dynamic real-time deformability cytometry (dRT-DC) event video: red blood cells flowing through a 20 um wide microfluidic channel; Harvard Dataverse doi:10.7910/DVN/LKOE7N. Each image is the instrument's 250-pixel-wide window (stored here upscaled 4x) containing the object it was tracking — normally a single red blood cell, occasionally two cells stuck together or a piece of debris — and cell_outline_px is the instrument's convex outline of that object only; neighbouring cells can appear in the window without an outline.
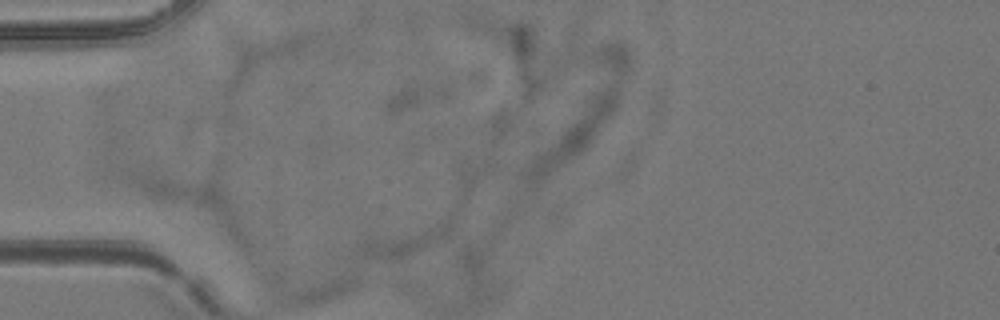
{"species": "common noctule bat (a hibernating species)", "species_latin": "Nyctalus noctula", "temperature_condition": "room temperature", "stored_images_in_passage": 2, "camera_frame_rate_fps": 3000, "um_per_image_px": 0.085, "animal": {"sex": "female", "body_mass_g": 24.6, "forearm_length_mm": 56.2}, "frame": {"image": 1, "passage_image": 1, "time_ms": 0.0, "image_size_px": [1000, 320], "cell_outline_px": [[456, 212], [452, 232], [448, 236], [400, 260], [392, 260], [360, 256], [352, 252], [368, 236], [452, 212]], "centroid_in_image_um": [34.57, 20.28], "position_along_channel_um": 50.4, "area_um2": 18.26}}